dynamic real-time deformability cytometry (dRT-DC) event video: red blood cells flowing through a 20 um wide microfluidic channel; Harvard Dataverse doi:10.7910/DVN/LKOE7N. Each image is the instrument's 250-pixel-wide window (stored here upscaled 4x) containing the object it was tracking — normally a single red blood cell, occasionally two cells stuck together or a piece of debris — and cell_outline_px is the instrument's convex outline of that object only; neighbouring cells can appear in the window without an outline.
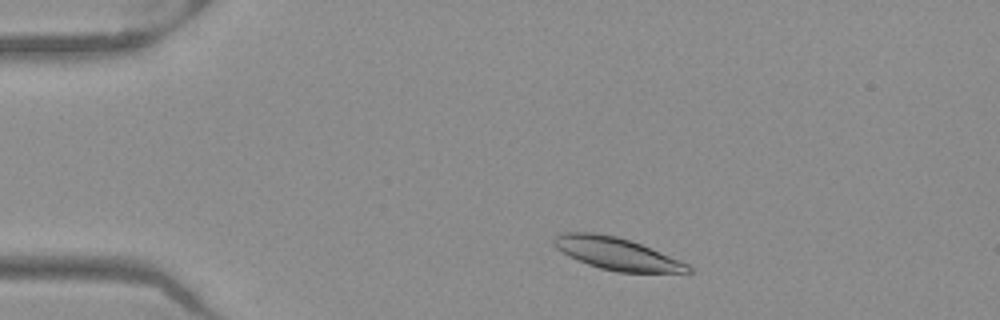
{"species": "Egyptian fruit bat (a non-hibernating species)", "species_latin": "Rousettus aegyptiacus", "temperature_condition": "warm", "stored_images_in_passage": 47, "camera_frame_rate_fps": 3000, "um_per_image_px": 0.085, "frame": {"image": 1, "passage_image": 5, "time_ms": 1.333, "image_size_px": [1000, 320], "cell_outline_px": [[692, 272], [616, 272], [600, 268], [588, 264], [556, 248], [552, 244], [552, 236], [564, 232], [596, 232], [616, 236], [640, 244], [680, 260], [688, 264], [692, 268]], "centroid_in_image_um": [52.39, 21.54], "position_along_channel_um": 32.6, "area_um2": 24.91}}
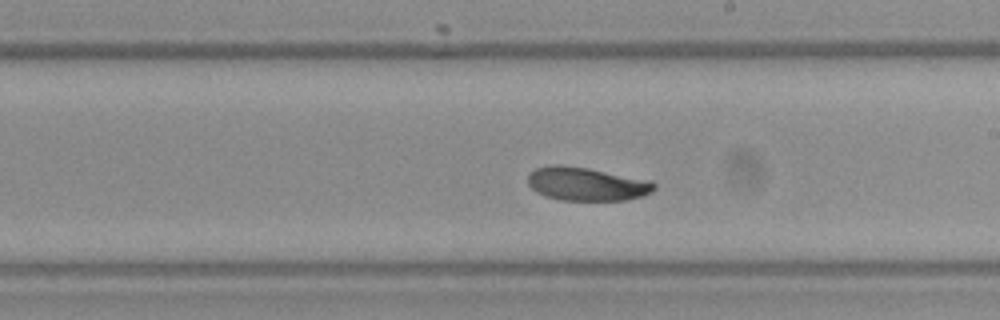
{"frame": {"image": 2, "passage_image": 25, "time_ms": 8.0, "image_size_px": [1000, 320], "cell_outline_px": [[656, 188], [652, 192], [644, 196], [628, 200], [560, 200], [544, 196], [536, 192], [528, 184], [528, 172], [536, 168], [552, 164], [560, 164], [588, 168], [652, 180], [656, 184]], "centroid_in_image_um": [49.87, 15.63], "position_along_channel_um": 239.1, "area_um2": 25.03}}
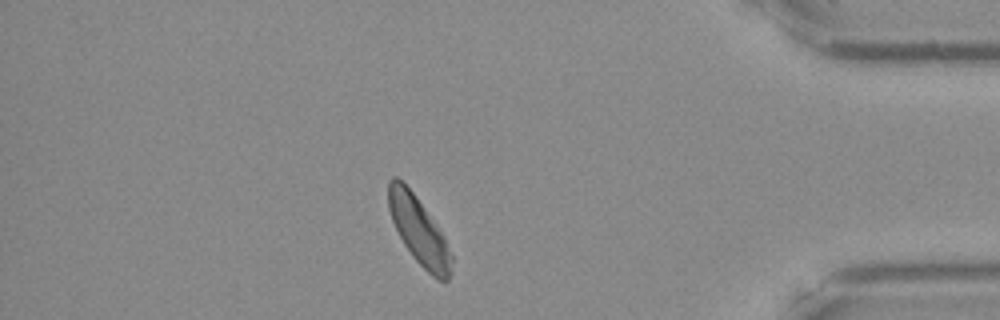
{"frame": {"image": 3, "passage_image": 40, "time_ms": 13.0, "image_size_px": [1000, 320], "cell_outline_px": [[452, 260], [448, 280], [440, 280], [432, 276], [412, 256], [404, 244], [392, 220], [388, 208], [388, 180], [392, 176], [396, 176], [412, 192], [444, 236], [452, 256]], "centroid_in_image_um": [35.58, 19.6], "position_along_channel_um": 399.6, "area_um2": 24.04}, "authors_computed_cell_mechanics": {"area_um2": 25.143, "velocity_mm_per_s": 3.9276, "shape_relaxation_time_tau1_ms": 3.5013, "shape_relaxation_time_tau2_ms": 10.955, "deformation_change_tau1": 0.1299, "deformation_change_tau2": 0.1598}}